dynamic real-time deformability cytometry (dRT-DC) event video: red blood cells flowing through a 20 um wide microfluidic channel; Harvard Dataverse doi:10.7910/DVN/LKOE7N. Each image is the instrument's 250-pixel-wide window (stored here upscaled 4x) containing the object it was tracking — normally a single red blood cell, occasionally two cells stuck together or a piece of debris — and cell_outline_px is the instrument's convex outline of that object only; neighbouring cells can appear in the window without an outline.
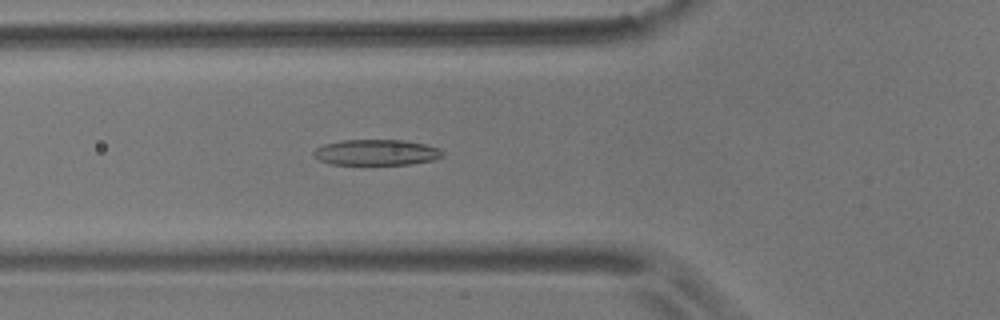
{"species": "common noctule bat (a hibernating species)", "species_latin": "Nyctalus noctula", "temperature_condition": "room temperature", "stored_images_in_passage": 43, "segment_of_instrument_passage": [1, 2], "camera_frame_rate_fps": 3000, "um_per_image_px": 0.085, "animal": {"sex": "male", "body_mass_g": 17.9}, "frame": {"image": 1, "passage_image": 6, "time_ms": 1.667, "image_size_px": [1000, 320], "cell_outline_px": [[444, 156], [432, 160], [408, 164], [332, 164], [320, 160], [312, 156], [312, 152], [316, 148], [324, 144], [340, 140], [404, 140], [424, 144], [440, 148], [444, 152]], "centroid_in_image_um": [31.98, 12.94], "position_along_channel_um": 93.8, "area_um2": 19.36}}
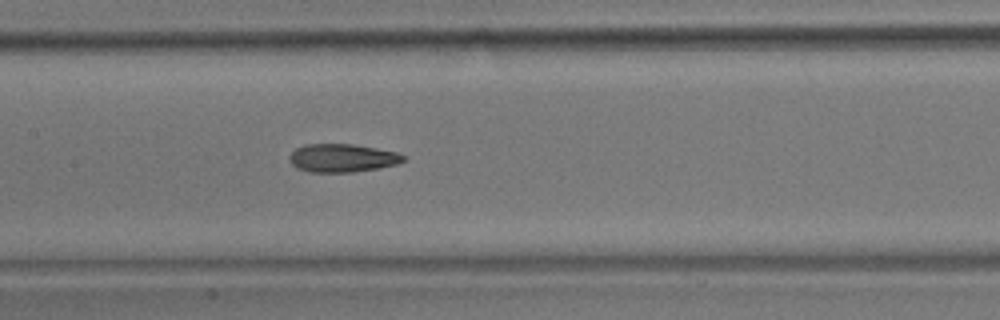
{"frame": {"image": 2, "passage_image": 13, "time_ms": 4.0, "image_size_px": [1000, 320], "cell_outline_px": [[404, 160], [396, 164], [380, 168], [352, 172], [308, 172], [296, 168], [288, 160], [288, 156], [296, 148], [304, 144], [352, 144], [376, 148], [396, 152], [404, 156]], "centroid_in_image_um": [29.04, 13.43], "position_along_channel_um": 178.4, "area_um2": 18.79}}
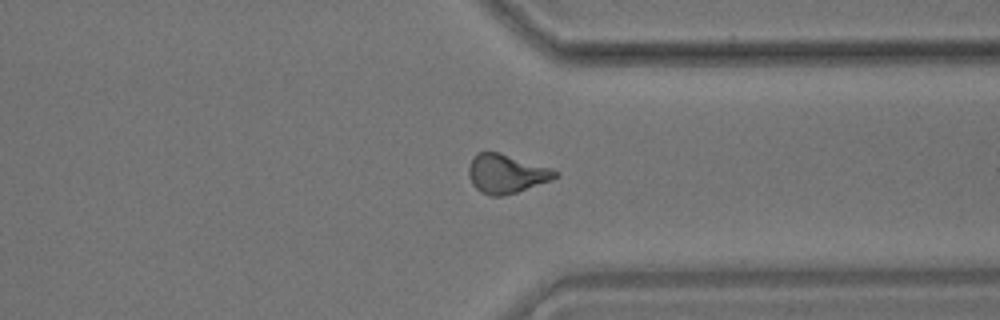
{"frame": {"image": 3, "passage_image": 29, "time_ms": 9.333, "image_size_px": [1000, 320], "cell_outline_px": [[560, 176], [552, 180], [504, 196], [488, 196], [480, 192], [472, 184], [468, 176], [468, 168], [472, 156], [476, 152], [496, 152], [548, 168], [560, 172]], "centroid_in_image_um": [42.99, 14.79], "position_along_channel_um": 368.4, "area_um2": 19.48}}